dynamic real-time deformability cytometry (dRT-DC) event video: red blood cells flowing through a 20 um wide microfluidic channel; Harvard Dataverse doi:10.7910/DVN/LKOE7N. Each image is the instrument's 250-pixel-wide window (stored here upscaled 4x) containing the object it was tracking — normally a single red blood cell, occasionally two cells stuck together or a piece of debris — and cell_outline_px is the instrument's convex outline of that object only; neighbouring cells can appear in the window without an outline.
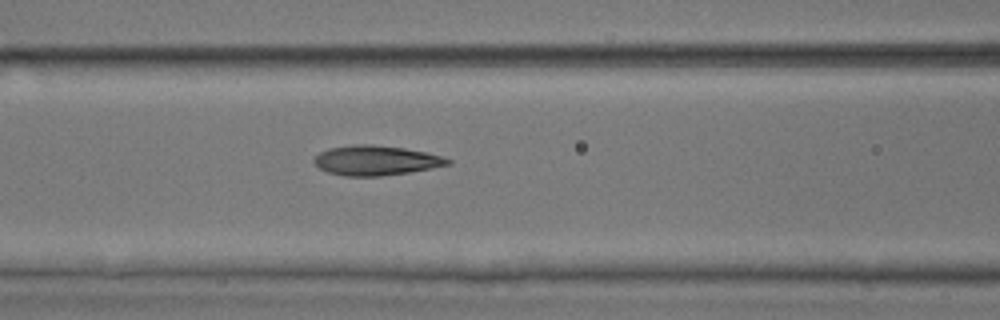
{"species": "common noctule bat (a hibernating species)", "species_latin": "Nyctalus noctula", "temperature_condition": "room temperature", "stored_images_in_passage": 26, "camera_frame_rate_fps": 3000, "um_per_image_px": 0.085, "animal": {"sex": "male", "body_mass_g": 17.9, "forearm_length_mm": 54.2}, "frame": {"image": 1, "passage_image": 15, "time_ms": 4.667, "image_size_px": [1000, 320], "cell_outline_px": [[452, 164], [432, 168], [408, 172], [380, 176], [344, 176], [328, 172], [320, 168], [312, 160], [320, 152], [328, 148], [352, 144], [372, 144], [404, 148], [428, 152], [452, 160]], "centroid_in_image_um": [31.95, 13.63], "position_along_channel_um": 134.6, "area_um2": 23.24}}